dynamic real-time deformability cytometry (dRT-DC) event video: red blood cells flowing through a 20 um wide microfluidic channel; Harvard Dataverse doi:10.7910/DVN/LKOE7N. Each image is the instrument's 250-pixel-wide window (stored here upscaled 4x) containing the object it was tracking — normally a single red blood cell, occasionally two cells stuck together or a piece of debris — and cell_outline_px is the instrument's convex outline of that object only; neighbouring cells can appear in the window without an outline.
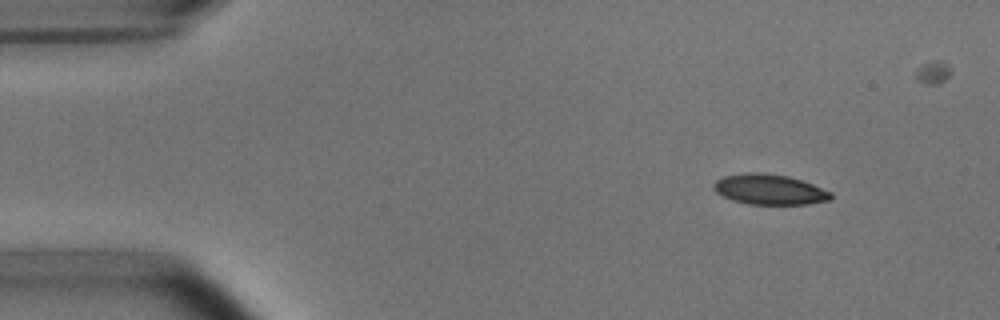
{"species": "common noctule bat (a hibernating species)", "species_latin": "Nyctalus noctula", "temperature_condition": "room temperature", "stored_images_in_passage": 3, "camera_frame_rate_fps": 3000, "um_per_image_px": 0.085, "animal": {"sex": "male", "body_mass_g": 15.6}, "frame": {"image": 1, "passage_image": 1, "time_ms": 0.0, "image_size_px": [1000, 320], "cell_outline_px": [[832, 200], [808, 204], [748, 204], [732, 200], [716, 192], [712, 188], [712, 184], [716, 180], [724, 176], [744, 172], [760, 172], [788, 176], [812, 184], [832, 192]], "centroid_in_image_um": [65.39, 16.1], "position_along_channel_um": 19.6, "area_um2": 20.81}}